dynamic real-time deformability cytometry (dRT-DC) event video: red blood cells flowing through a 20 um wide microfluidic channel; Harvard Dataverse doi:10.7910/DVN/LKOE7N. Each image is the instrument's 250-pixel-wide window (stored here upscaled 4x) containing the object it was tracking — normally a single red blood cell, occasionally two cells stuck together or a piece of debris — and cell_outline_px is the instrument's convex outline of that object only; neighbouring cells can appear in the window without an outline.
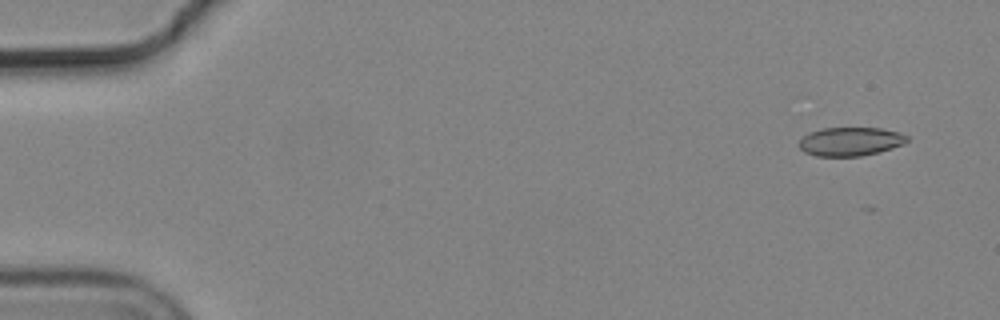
{"species": "common noctule bat (a hibernating species)", "species_latin": "Nyctalus noctula", "temperature_condition": "cold", "stored_images_in_passage": 5, "camera_frame_rate_fps": 3000, "um_per_image_px": 0.085, "animal": {"sex": "male", "body_mass_g": 19.2, "forearm_length_mm": 51.8}, "frame": {"image": 1, "passage_image": 2, "time_ms": 0.333, "image_size_px": [1000, 320], "cell_outline_px": [[908, 140], [904, 144], [880, 152], [860, 156], [816, 156], [804, 152], [800, 148], [800, 140], [808, 132], [824, 128], [880, 128], [900, 132], [908, 136]], "centroid_in_image_um": [72.3, 12.03], "position_along_channel_um": 12.7, "area_um2": 18.09}}
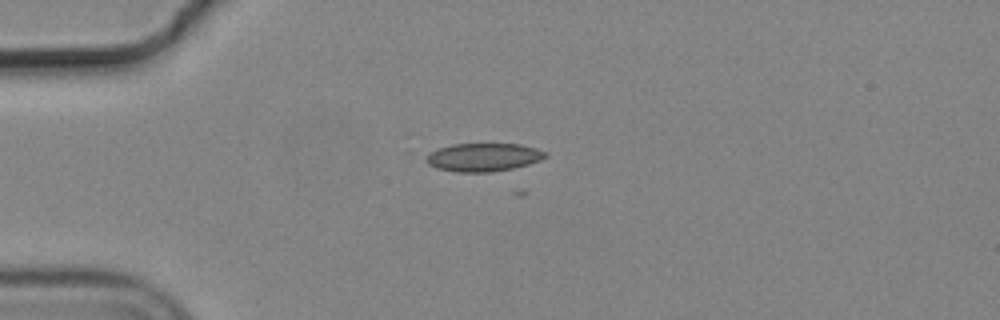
{"frame": {"image": 2, "passage_image": 5, "time_ms": 1.333, "image_size_px": [1000, 320], "cell_outline_px": [[548, 156], [540, 160], [528, 164], [512, 168], [492, 172], [456, 172], [436, 168], [428, 164], [424, 160], [432, 152], [440, 148], [452, 144], [520, 144], [536, 148], [548, 152]], "centroid_in_image_um": [41.12, 13.37], "position_along_channel_um": 43.9, "area_um2": 19.54}}